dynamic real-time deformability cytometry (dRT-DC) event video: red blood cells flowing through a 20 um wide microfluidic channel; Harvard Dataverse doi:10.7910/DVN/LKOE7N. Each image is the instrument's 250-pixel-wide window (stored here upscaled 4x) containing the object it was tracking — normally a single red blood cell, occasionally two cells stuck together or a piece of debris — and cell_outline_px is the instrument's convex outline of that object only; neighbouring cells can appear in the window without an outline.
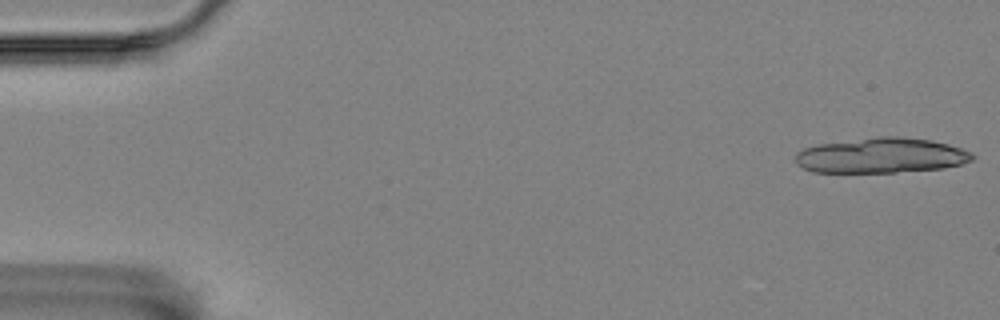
{"species": "Egyptian fruit bat (a non-hibernating species)", "species_latin": "Rousettus aegyptiacus", "temperature_condition": "room temperature", "stored_images_in_passage": 5, "camera_frame_rate_fps": 3000, "um_per_image_px": 0.085, "animal": {"sex": "female"}, "frame": {"image": 1, "passage_image": 1, "time_ms": 0.0, "image_size_px": [1000, 320], "cell_outline_px": [[976, 156], [972, 160], [964, 164], [944, 168], [896, 172], [812, 172], [796, 164], [796, 152], [804, 148], [816, 144], [876, 136], [896, 136], [932, 140], [948, 144], [972, 152]], "centroid_in_image_um": [74.92, 13.21], "position_along_channel_um": 10.1, "area_um2": 36.59}}
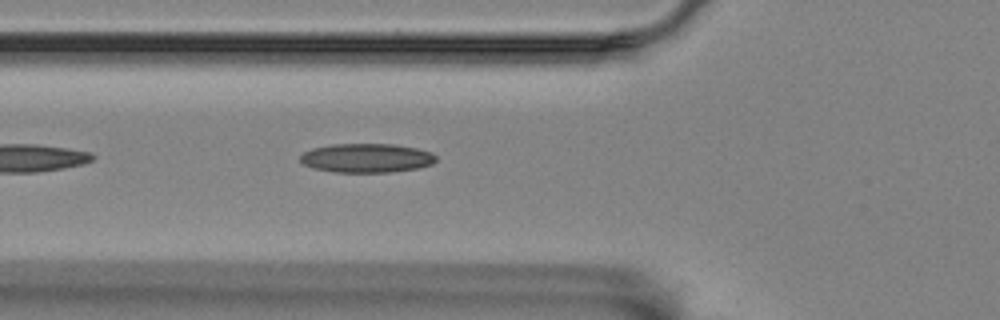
{"frame": {"image": 2, "passage_image": 5, "time_ms": 1.333, "image_size_px": [1000, 320], "cell_outline_px": [[436, 160], [432, 164], [416, 168], [392, 172], [332, 172], [316, 168], [304, 164], [300, 160], [300, 156], [304, 152], [312, 148], [332, 144], [392, 144], [416, 148], [432, 152], [436, 156]], "centroid_in_image_um": [31.17, 13.43], "position_along_channel_um": 94.6, "area_um2": 22.89}}